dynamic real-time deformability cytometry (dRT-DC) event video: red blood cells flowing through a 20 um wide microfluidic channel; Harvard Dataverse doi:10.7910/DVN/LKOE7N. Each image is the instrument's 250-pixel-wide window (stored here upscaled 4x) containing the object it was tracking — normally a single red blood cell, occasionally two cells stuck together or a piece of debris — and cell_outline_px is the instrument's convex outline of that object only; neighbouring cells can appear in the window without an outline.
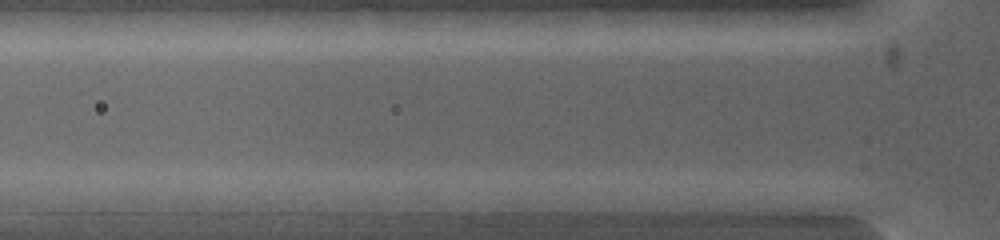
{"species": "common noctule bat (a hibernating species)", "species_latin": "Nyctalus noctula", "temperature_condition": "warm", "stored_images_in_passage": 3, "camera_frame_rate_fps": 5000, "um_per_image_px": 0.085, "animal": {"sex": "female", "body_mass_g": 19.0, "forearm_length_mm": 53.3}, "frame": {"image": 1, "passage_image": 3, "time_ms": 0.8, "image_size_px": [1000, 240], "cell_outline_px": [[604, 200], [592, 212], [500, 212], [492, 200], [496, 192]], "centroid_in_image_um": [46.13, 17.3], "position_along_channel_um": 79.7, "area_um2": 12.08}}